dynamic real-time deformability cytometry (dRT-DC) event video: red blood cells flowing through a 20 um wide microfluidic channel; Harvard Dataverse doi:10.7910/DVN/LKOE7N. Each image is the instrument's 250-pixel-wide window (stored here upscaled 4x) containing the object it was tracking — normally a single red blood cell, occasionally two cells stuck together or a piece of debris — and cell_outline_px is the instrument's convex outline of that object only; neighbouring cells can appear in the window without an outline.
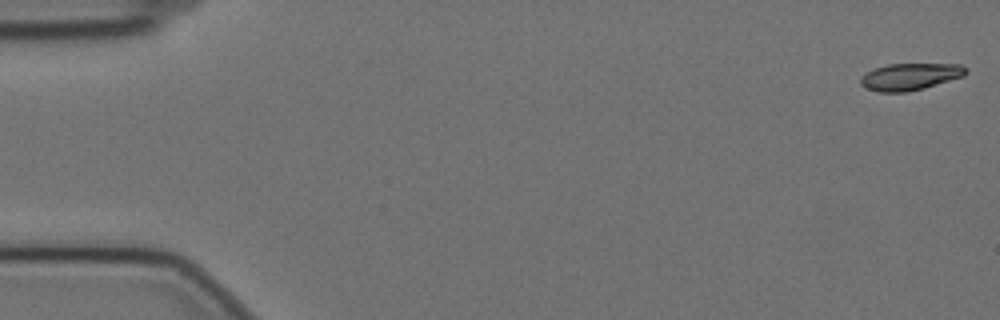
{"species": "Egyptian fruit bat (a non-hibernating species)", "species_latin": "Rousettus aegyptiacus", "temperature_condition": "cold", "stored_images_in_passage": 58, "camera_frame_rate_fps": 3000, "um_per_image_px": 0.085, "animal": {"sex": "female"}, "frame": {"image": 1, "passage_image": 1, "time_ms": 0.0, "image_size_px": [1000, 320], "cell_outline_px": [[968, 72], [964, 76], [924, 88], [908, 92], [880, 92], [868, 88], [860, 84], [860, 76], [876, 68], [888, 64], [960, 64], [968, 68]], "centroid_in_image_um": [77.39, 6.51], "position_along_channel_um": 7.6, "area_um2": 16.47}}
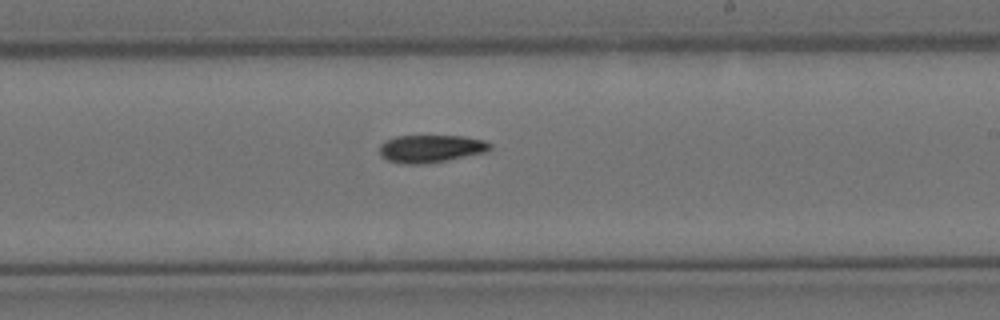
{"frame": {"image": 2, "passage_image": 34, "time_ms": 11.0, "image_size_px": [1000, 320], "cell_outline_px": [[492, 148], [488, 152], [424, 164], [404, 164], [388, 160], [380, 156], [380, 144], [384, 140], [396, 136], [464, 136], [484, 140], [492, 144]], "centroid_in_image_um": [36.63, 12.63], "position_along_channel_um": 252.4, "area_um2": 17.92}}
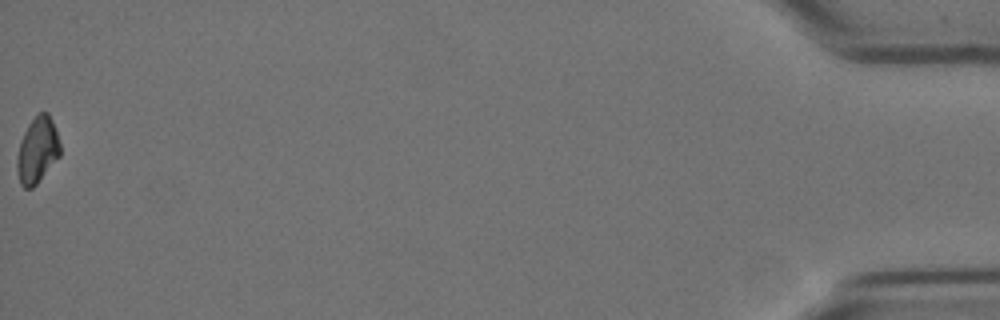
{"frame": {"image": 3, "passage_image": 58, "time_ms": 19.0, "image_size_px": [1000, 320], "cell_outline_px": [[60, 156], [36, 184], [32, 188], [24, 188], [20, 184], [16, 168], [16, 160], [20, 140], [28, 124], [40, 112], [48, 112], [52, 120], [60, 144]], "centroid_in_image_um": [3.16, 12.78], "position_along_channel_um": 432.0, "area_um2": 16.53}, "authors_computed_cell_mechanics": {"area_um2": 17.3978, "velocity_mm_per_s": 3.5069, "shape_relaxation_time_tau1_ms": 6.8942, "shape_relaxation_time_tau2_ms": null, "deformation_change_tau1": 0.1473, "deformation_change_tau2": null}}